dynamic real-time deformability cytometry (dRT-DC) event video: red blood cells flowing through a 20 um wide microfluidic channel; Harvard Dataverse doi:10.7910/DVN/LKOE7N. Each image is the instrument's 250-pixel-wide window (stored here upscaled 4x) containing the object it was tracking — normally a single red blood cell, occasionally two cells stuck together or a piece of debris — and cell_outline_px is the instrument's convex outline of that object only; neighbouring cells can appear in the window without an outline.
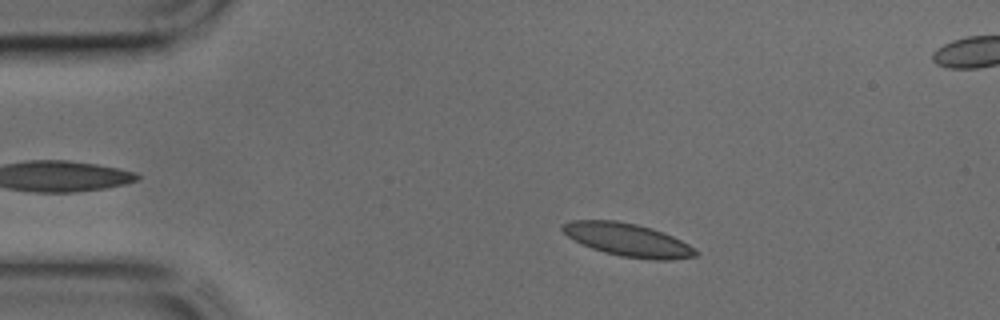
{"species": "common noctule bat (a hibernating species)", "species_latin": "Nyctalus noctula", "temperature_condition": "cold", "stored_images_in_passage": 43, "camera_frame_rate_fps": 3000, "um_per_image_px": 0.085, "animal": {"sex": "male", "body_mass_g": 17.9, "forearm_length_mm": 54.2}, "frame": {"image": 1, "passage_image": 6, "time_ms": 1.667, "image_size_px": [1000, 320], "cell_outline_px": [[700, 252], [696, 256], [672, 260], [652, 260], [620, 256], [604, 252], [592, 248], [568, 236], [560, 228], [560, 224], [572, 220], [616, 220], [636, 224], [652, 228], [672, 236], [688, 244]], "centroid_in_image_um": [53.37, 20.39], "position_along_channel_um": 31.6, "area_um2": 25.55}}
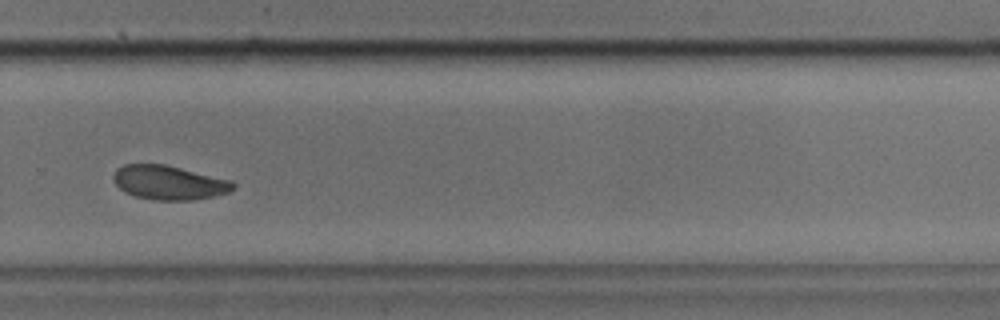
{"frame": {"image": 2, "passage_image": 28, "time_ms": 9.0, "image_size_px": [1000, 320], "cell_outline_px": [[236, 188], [228, 192], [212, 196], [192, 200], [156, 200], [136, 196], [124, 192], [112, 180], [112, 176], [116, 168], [124, 164], [164, 164], [232, 180], [236, 184]], "centroid_in_image_um": [14.35, 15.51], "position_along_channel_um": 315.5, "area_um2": 23.87}}
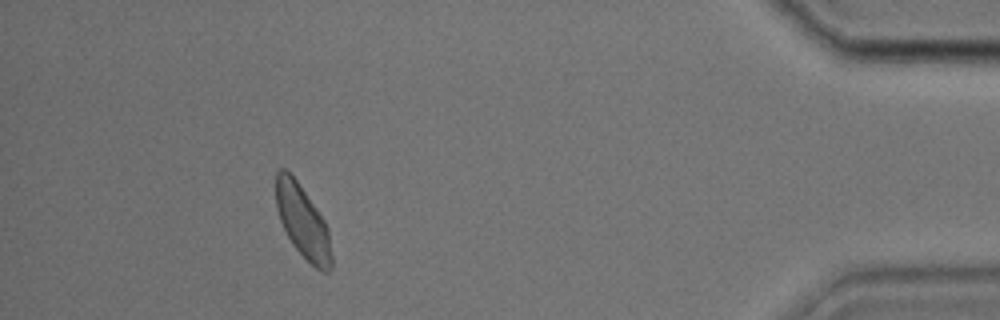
{"frame": {"image": 3, "passage_image": 38, "time_ms": 12.333, "image_size_px": [1000, 320], "cell_outline_px": [[332, 268], [328, 272], [324, 272], [316, 268], [292, 244], [280, 220], [276, 208], [276, 172], [280, 168], [284, 168], [296, 180], [316, 208], [324, 220], [328, 228], [332, 256]], "centroid_in_image_um": [25.74, 18.86], "position_along_channel_um": 409.5, "area_um2": 23.24}}